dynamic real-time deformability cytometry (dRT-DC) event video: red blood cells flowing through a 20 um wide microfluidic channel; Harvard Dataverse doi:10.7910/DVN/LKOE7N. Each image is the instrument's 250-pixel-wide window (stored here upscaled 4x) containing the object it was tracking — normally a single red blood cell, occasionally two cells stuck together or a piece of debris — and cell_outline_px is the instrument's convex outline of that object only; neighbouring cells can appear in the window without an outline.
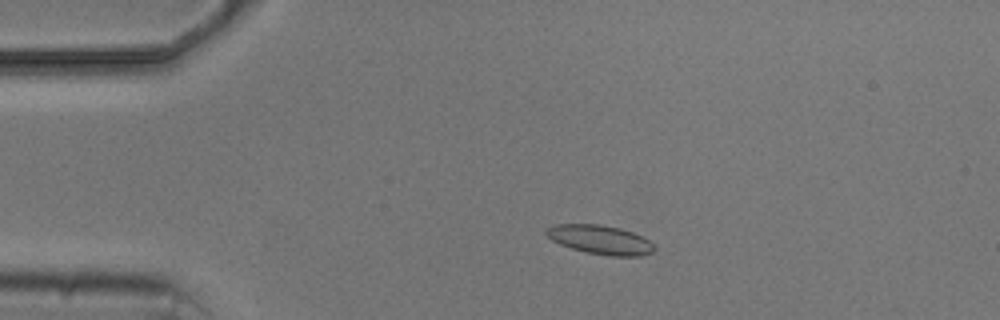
{"species": "common noctule bat (a hibernating species)", "species_latin": "Nyctalus noctula", "temperature_condition": "cold", "stored_images_in_passage": 5, "camera_frame_rate_fps": 3000, "um_per_image_px": 0.085, "animal": {"sex": "male", "body_mass_g": 20.5, "forearm_length_mm": 52.5}, "frame": {"image": 1, "passage_image": 3, "time_ms": 2.0, "image_size_px": [1000, 320], "cell_outline_px": [[656, 248], [652, 252], [644, 256], [612, 256], [588, 252], [572, 248], [560, 244], [552, 240], [544, 232], [548, 228], [556, 224], [600, 224], [620, 228], [644, 236]], "centroid_in_image_um": [51.06, 20.37], "position_along_channel_um": 33.9, "area_um2": 18.21}}